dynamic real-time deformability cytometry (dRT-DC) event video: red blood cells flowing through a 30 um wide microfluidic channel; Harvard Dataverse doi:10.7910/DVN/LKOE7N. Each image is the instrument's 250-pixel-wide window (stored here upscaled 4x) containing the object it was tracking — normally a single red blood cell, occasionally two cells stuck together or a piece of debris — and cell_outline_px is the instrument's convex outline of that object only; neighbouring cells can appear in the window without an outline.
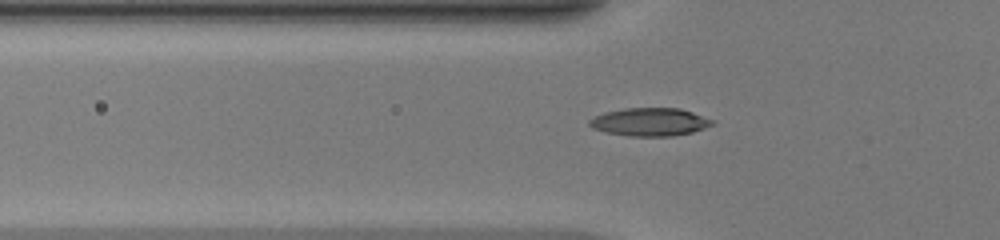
{"species": "common noctule bat (a hibernating species)", "species_latin": "Nyctalus noctula", "temperature_condition": "warm", "stored_images_in_passage": 45, "camera_frame_rate_fps": 3000, "um_per_image_px": 0.085, "animal": {"sex": "female", "body_mass_g": 20.0, "forearm_length_mm": 54.0}, "frame": {"image": 1, "passage_image": 18, "time_ms": 5.667, "image_size_px": [1000, 240], "cell_outline_px": [[716, 124], [692, 132], [672, 136], [628, 136], [604, 132], [592, 128], [588, 124], [588, 120], [604, 112], [624, 108], [680, 108], [716, 120]], "centroid_in_image_um": [55.25, 10.36], "position_along_channel_um": 70.5, "area_um2": 20.29}}
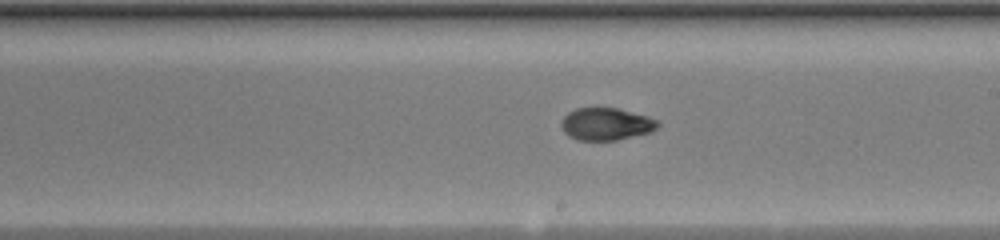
{"frame": {"image": 2, "passage_image": 30, "time_ms": 9.667, "image_size_px": [1000, 240], "cell_outline_px": [[660, 124], [652, 132], [616, 140], [576, 140], [568, 136], [564, 132], [560, 124], [560, 120], [568, 112], [576, 108], [616, 108], [648, 116], [656, 120]], "centroid_in_image_um": [51.49, 10.55], "position_along_channel_um": 237.5, "area_um2": 18.26}}
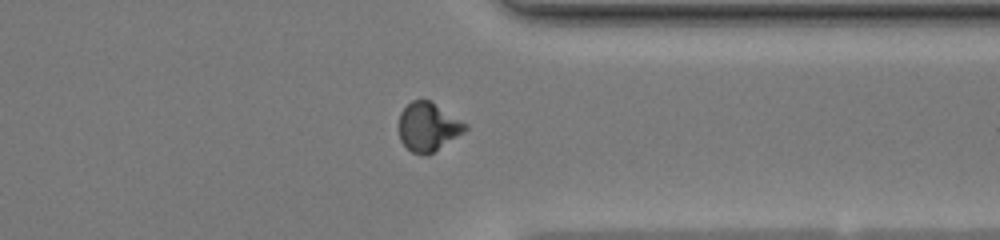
{"frame": {"image": 3, "passage_image": 40, "time_ms": 13.0, "image_size_px": [1000, 240], "cell_outline_px": [[468, 128], [464, 132], [432, 152], [424, 156], [420, 156], [412, 152], [400, 140], [400, 112], [412, 100], [428, 100], [468, 124]], "centroid_in_image_um": [36.38, 10.79], "position_along_channel_um": 375.0, "area_um2": 18.44}}